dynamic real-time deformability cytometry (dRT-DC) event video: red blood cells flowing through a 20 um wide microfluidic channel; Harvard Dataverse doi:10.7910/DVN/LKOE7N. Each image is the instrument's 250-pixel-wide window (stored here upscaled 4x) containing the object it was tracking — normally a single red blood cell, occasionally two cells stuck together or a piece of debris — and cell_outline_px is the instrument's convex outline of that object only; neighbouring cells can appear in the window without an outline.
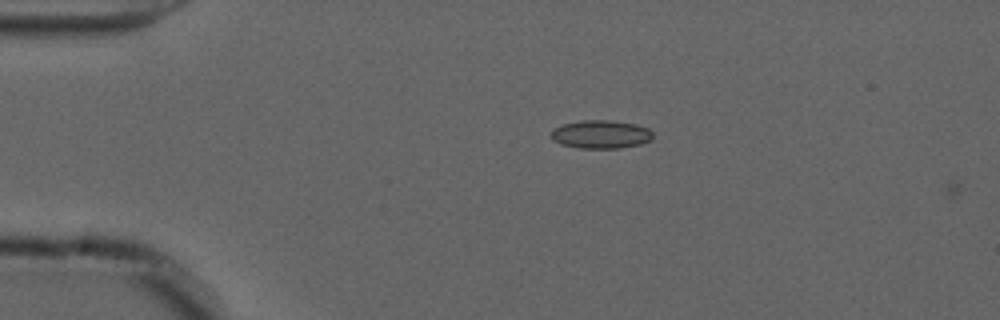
{"species": "common noctule bat (a hibernating species)", "species_latin": "Nyctalus noctula", "temperature_condition": "cold", "stored_images_in_passage": 3, "camera_frame_rate_fps": 3000, "um_per_image_px": 0.085, "animal": {"sex": "male", "forearm_length_mm": 52.5}, "frame": {"image": 1, "passage_image": 2, "time_ms": 0.333, "image_size_px": [1000, 320], "cell_outline_px": [[652, 140], [640, 144], [620, 148], [580, 148], [560, 144], [552, 140], [552, 128], [564, 124], [580, 120], [608, 120], [636, 124], [648, 128], [652, 132]], "centroid_in_image_um": [51.07, 11.42], "position_along_channel_um": 33.9, "area_um2": 16.82}}